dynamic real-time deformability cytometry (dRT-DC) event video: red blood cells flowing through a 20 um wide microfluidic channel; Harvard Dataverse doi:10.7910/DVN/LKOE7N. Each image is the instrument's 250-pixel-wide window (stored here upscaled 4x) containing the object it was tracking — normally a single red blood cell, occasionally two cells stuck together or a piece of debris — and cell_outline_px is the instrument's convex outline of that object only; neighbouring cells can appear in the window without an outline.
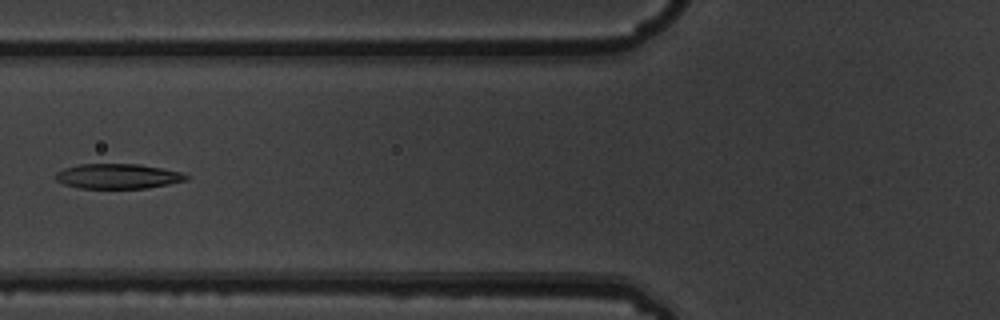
{"species": "common noctule bat (a hibernating species)", "species_latin": "Nyctalus noctula", "temperature_condition": "warm", "stored_images_in_passage": 6, "camera_frame_rate_fps": 3000, "um_per_image_px": 0.085, "animal": {"sex": "male", "body_mass_g": 19.5, "forearm_length_mm": 54.6}, "frame": {"image": 1, "passage_image": 6, "time_ms": 1.667, "image_size_px": [1000, 320], "cell_outline_px": [[188, 180], [148, 188], [80, 188], [64, 184], [56, 180], [52, 176], [56, 172], [64, 168], [76, 164], [140, 164], [180, 172], [188, 176]], "centroid_in_image_um": [9.96, 14.98], "position_along_channel_um": 115.8, "area_um2": 19.02}}